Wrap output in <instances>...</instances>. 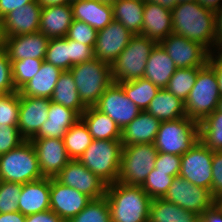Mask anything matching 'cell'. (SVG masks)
Instances as JSON below:
<instances>
[{
	"instance_id": "603a6c76",
	"label": "cell",
	"mask_w": 222,
	"mask_h": 222,
	"mask_svg": "<svg viewBox=\"0 0 222 222\" xmlns=\"http://www.w3.org/2000/svg\"><path fill=\"white\" fill-rule=\"evenodd\" d=\"M80 118L81 116L76 111L51 102L48 110V119L32 139L63 138L71 126Z\"/></svg>"
},
{
	"instance_id": "836d02e7",
	"label": "cell",
	"mask_w": 222,
	"mask_h": 222,
	"mask_svg": "<svg viewBox=\"0 0 222 222\" xmlns=\"http://www.w3.org/2000/svg\"><path fill=\"white\" fill-rule=\"evenodd\" d=\"M87 125L80 118L63 137L64 145L71 160H79L93 142Z\"/></svg>"
},
{
	"instance_id": "60d3db41",
	"label": "cell",
	"mask_w": 222,
	"mask_h": 222,
	"mask_svg": "<svg viewBox=\"0 0 222 222\" xmlns=\"http://www.w3.org/2000/svg\"><path fill=\"white\" fill-rule=\"evenodd\" d=\"M176 176L168 175V172L157 171L155 168L148 174L146 181L143 183V190L151 199L163 198L171 186Z\"/></svg>"
},
{
	"instance_id": "7bdbcfd3",
	"label": "cell",
	"mask_w": 222,
	"mask_h": 222,
	"mask_svg": "<svg viewBox=\"0 0 222 222\" xmlns=\"http://www.w3.org/2000/svg\"><path fill=\"white\" fill-rule=\"evenodd\" d=\"M22 185L21 183L0 180V213L18 211V202Z\"/></svg>"
},
{
	"instance_id": "b9f144b4",
	"label": "cell",
	"mask_w": 222,
	"mask_h": 222,
	"mask_svg": "<svg viewBox=\"0 0 222 222\" xmlns=\"http://www.w3.org/2000/svg\"><path fill=\"white\" fill-rule=\"evenodd\" d=\"M19 103V91L0 95V125L17 126Z\"/></svg>"
},
{
	"instance_id": "bcb514c9",
	"label": "cell",
	"mask_w": 222,
	"mask_h": 222,
	"mask_svg": "<svg viewBox=\"0 0 222 222\" xmlns=\"http://www.w3.org/2000/svg\"><path fill=\"white\" fill-rule=\"evenodd\" d=\"M24 141L17 126L0 125V155L6 154Z\"/></svg>"
},
{
	"instance_id": "7c38bea8",
	"label": "cell",
	"mask_w": 222,
	"mask_h": 222,
	"mask_svg": "<svg viewBox=\"0 0 222 222\" xmlns=\"http://www.w3.org/2000/svg\"><path fill=\"white\" fill-rule=\"evenodd\" d=\"M55 179L61 184L87 195L91 199H98L105 196L108 186L106 182L87 169L78 160H70L55 176Z\"/></svg>"
},
{
	"instance_id": "f5cc1de1",
	"label": "cell",
	"mask_w": 222,
	"mask_h": 222,
	"mask_svg": "<svg viewBox=\"0 0 222 222\" xmlns=\"http://www.w3.org/2000/svg\"><path fill=\"white\" fill-rule=\"evenodd\" d=\"M63 220L51 209L26 216V222H62Z\"/></svg>"
},
{
	"instance_id": "ab89813d",
	"label": "cell",
	"mask_w": 222,
	"mask_h": 222,
	"mask_svg": "<svg viewBox=\"0 0 222 222\" xmlns=\"http://www.w3.org/2000/svg\"><path fill=\"white\" fill-rule=\"evenodd\" d=\"M43 61L44 60L31 58L11 61L12 77L16 91H19L39 72Z\"/></svg>"
},
{
	"instance_id": "8992f818",
	"label": "cell",
	"mask_w": 222,
	"mask_h": 222,
	"mask_svg": "<svg viewBox=\"0 0 222 222\" xmlns=\"http://www.w3.org/2000/svg\"><path fill=\"white\" fill-rule=\"evenodd\" d=\"M122 148L121 140H93L78 161L104 182L112 184L118 180Z\"/></svg>"
},
{
	"instance_id": "d590c367",
	"label": "cell",
	"mask_w": 222,
	"mask_h": 222,
	"mask_svg": "<svg viewBox=\"0 0 222 222\" xmlns=\"http://www.w3.org/2000/svg\"><path fill=\"white\" fill-rule=\"evenodd\" d=\"M199 140L212 151H222V112L216 109L199 123Z\"/></svg>"
},
{
	"instance_id": "ba28073f",
	"label": "cell",
	"mask_w": 222,
	"mask_h": 222,
	"mask_svg": "<svg viewBox=\"0 0 222 222\" xmlns=\"http://www.w3.org/2000/svg\"><path fill=\"white\" fill-rule=\"evenodd\" d=\"M155 45L154 40L142 35H134L111 65L113 81L129 82L143 78L146 62Z\"/></svg>"
},
{
	"instance_id": "4dcf8cb0",
	"label": "cell",
	"mask_w": 222,
	"mask_h": 222,
	"mask_svg": "<svg viewBox=\"0 0 222 222\" xmlns=\"http://www.w3.org/2000/svg\"><path fill=\"white\" fill-rule=\"evenodd\" d=\"M145 0H117L113 5V20L119 21L134 35H141Z\"/></svg>"
},
{
	"instance_id": "ee69618b",
	"label": "cell",
	"mask_w": 222,
	"mask_h": 222,
	"mask_svg": "<svg viewBox=\"0 0 222 222\" xmlns=\"http://www.w3.org/2000/svg\"><path fill=\"white\" fill-rule=\"evenodd\" d=\"M66 37L78 43L89 45L94 49L97 31L87 23L73 19Z\"/></svg>"
},
{
	"instance_id": "7402d4cb",
	"label": "cell",
	"mask_w": 222,
	"mask_h": 222,
	"mask_svg": "<svg viewBox=\"0 0 222 222\" xmlns=\"http://www.w3.org/2000/svg\"><path fill=\"white\" fill-rule=\"evenodd\" d=\"M172 33L171 10L145 1L141 35L160 43Z\"/></svg>"
},
{
	"instance_id": "6125c7cd",
	"label": "cell",
	"mask_w": 222,
	"mask_h": 222,
	"mask_svg": "<svg viewBox=\"0 0 222 222\" xmlns=\"http://www.w3.org/2000/svg\"><path fill=\"white\" fill-rule=\"evenodd\" d=\"M98 1H100L103 4L112 6L117 0H98Z\"/></svg>"
},
{
	"instance_id": "1f68e13d",
	"label": "cell",
	"mask_w": 222,
	"mask_h": 222,
	"mask_svg": "<svg viewBox=\"0 0 222 222\" xmlns=\"http://www.w3.org/2000/svg\"><path fill=\"white\" fill-rule=\"evenodd\" d=\"M148 222H200V215L163 198H155L150 204Z\"/></svg>"
},
{
	"instance_id": "30bf717a",
	"label": "cell",
	"mask_w": 222,
	"mask_h": 222,
	"mask_svg": "<svg viewBox=\"0 0 222 222\" xmlns=\"http://www.w3.org/2000/svg\"><path fill=\"white\" fill-rule=\"evenodd\" d=\"M213 151L200 140L181 155L179 176L211 192Z\"/></svg>"
},
{
	"instance_id": "8d00e7d4",
	"label": "cell",
	"mask_w": 222,
	"mask_h": 222,
	"mask_svg": "<svg viewBox=\"0 0 222 222\" xmlns=\"http://www.w3.org/2000/svg\"><path fill=\"white\" fill-rule=\"evenodd\" d=\"M199 69L177 68L165 89L185 102L196 82Z\"/></svg>"
},
{
	"instance_id": "680465c9",
	"label": "cell",
	"mask_w": 222,
	"mask_h": 222,
	"mask_svg": "<svg viewBox=\"0 0 222 222\" xmlns=\"http://www.w3.org/2000/svg\"><path fill=\"white\" fill-rule=\"evenodd\" d=\"M41 7L71 4L70 0H37Z\"/></svg>"
},
{
	"instance_id": "484cf974",
	"label": "cell",
	"mask_w": 222,
	"mask_h": 222,
	"mask_svg": "<svg viewBox=\"0 0 222 222\" xmlns=\"http://www.w3.org/2000/svg\"><path fill=\"white\" fill-rule=\"evenodd\" d=\"M73 19L85 22L96 31L113 21V8L98 0H80L71 3Z\"/></svg>"
},
{
	"instance_id": "3957f363",
	"label": "cell",
	"mask_w": 222,
	"mask_h": 222,
	"mask_svg": "<svg viewBox=\"0 0 222 222\" xmlns=\"http://www.w3.org/2000/svg\"><path fill=\"white\" fill-rule=\"evenodd\" d=\"M70 72L80 100L86 107L95 106L100 96L114 82L111 65L97 58L73 65Z\"/></svg>"
},
{
	"instance_id": "9a60e30c",
	"label": "cell",
	"mask_w": 222,
	"mask_h": 222,
	"mask_svg": "<svg viewBox=\"0 0 222 222\" xmlns=\"http://www.w3.org/2000/svg\"><path fill=\"white\" fill-rule=\"evenodd\" d=\"M133 36L134 34L119 21L113 20L105 28L97 31L94 58L112 65Z\"/></svg>"
},
{
	"instance_id": "6f0895ef",
	"label": "cell",
	"mask_w": 222,
	"mask_h": 222,
	"mask_svg": "<svg viewBox=\"0 0 222 222\" xmlns=\"http://www.w3.org/2000/svg\"><path fill=\"white\" fill-rule=\"evenodd\" d=\"M203 7L215 12L222 5V0H196Z\"/></svg>"
},
{
	"instance_id": "f907efd6",
	"label": "cell",
	"mask_w": 222,
	"mask_h": 222,
	"mask_svg": "<svg viewBox=\"0 0 222 222\" xmlns=\"http://www.w3.org/2000/svg\"><path fill=\"white\" fill-rule=\"evenodd\" d=\"M208 63L215 69L218 79V89L222 94V52L215 50L210 53Z\"/></svg>"
},
{
	"instance_id": "2e32d148",
	"label": "cell",
	"mask_w": 222,
	"mask_h": 222,
	"mask_svg": "<svg viewBox=\"0 0 222 222\" xmlns=\"http://www.w3.org/2000/svg\"><path fill=\"white\" fill-rule=\"evenodd\" d=\"M30 141L36 150L43 177L55 178L71 160L67 154L63 138H40Z\"/></svg>"
},
{
	"instance_id": "e7e4bbea",
	"label": "cell",
	"mask_w": 222,
	"mask_h": 222,
	"mask_svg": "<svg viewBox=\"0 0 222 222\" xmlns=\"http://www.w3.org/2000/svg\"><path fill=\"white\" fill-rule=\"evenodd\" d=\"M178 1V3H181V2H194V1H196V0H177Z\"/></svg>"
},
{
	"instance_id": "9c48e42d",
	"label": "cell",
	"mask_w": 222,
	"mask_h": 222,
	"mask_svg": "<svg viewBox=\"0 0 222 222\" xmlns=\"http://www.w3.org/2000/svg\"><path fill=\"white\" fill-rule=\"evenodd\" d=\"M157 153L153 143L123 146L117 182L142 186L155 167Z\"/></svg>"
},
{
	"instance_id": "8fae6325",
	"label": "cell",
	"mask_w": 222,
	"mask_h": 222,
	"mask_svg": "<svg viewBox=\"0 0 222 222\" xmlns=\"http://www.w3.org/2000/svg\"><path fill=\"white\" fill-rule=\"evenodd\" d=\"M163 199L200 216L214 205L209 190L195 186L180 176L174 177Z\"/></svg>"
},
{
	"instance_id": "277c9868",
	"label": "cell",
	"mask_w": 222,
	"mask_h": 222,
	"mask_svg": "<svg viewBox=\"0 0 222 222\" xmlns=\"http://www.w3.org/2000/svg\"><path fill=\"white\" fill-rule=\"evenodd\" d=\"M220 96L215 69L207 63L198 70L196 82L184 102L186 116L200 123L218 108Z\"/></svg>"
},
{
	"instance_id": "be15d7a7",
	"label": "cell",
	"mask_w": 222,
	"mask_h": 222,
	"mask_svg": "<svg viewBox=\"0 0 222 222\" xmlns=\"http://www.w3.org/2000/svg\"><path fill=\"white\" fill-rule=\"evenodd\" d=\"M217 109L222 112V94L219 98V103H218V108Z\"/></svg>"
},
{
	"instance_id": "816d5d0a",
	"label": "cell",
	"mask_w": 222,
	"mask_h": 222,
	"mask_svg": "<svg viewBox=\"0 0 222 222\" xmlns=\"http://www.w3.org/2000/svg\"><path fill=\"white\" fill-rule=\"evenodd\" d=\"M35 0H0V20L8 13L22 6L34 2Z\"/></svg>"
},
{
	"instance_id": "03108f58",
	"label": "cell",
	"mask_w": 222,
	"mask_h": 222,
	"mask_svg": "<svg viewBox=\"0 0 222 222\" xmlns=\"http://www.w3.org/2000/svg\"><path fill=\"white\" fill-rule=\"evenodd\" d=\"M3 38H2V34H1V20H0V45L2 44Z\"/></svg>"
},
{
	"instance_id": "4fadbf2b",
	"label": "cell",
	"mask_w": 222,
	"mask_h": 222,
	"mask_svg": "<svg viewBox=\"0 0 222 222\" xmlns=\"http://www.w3.org/2000/svg\"><path fill=\"white\" fill-rule=\"evenodd\" d=\"M95 107L107 114L121 131L141 112L126 96L123 88L115 82L104 91Z\"/></svg>"
},
{
	"instance_id": "ac0fdd59",
	"label": "cell",
	"mask_w": 222,
	"mask_h": 222,
	"mask_svg": "<svg viewBox=\"0 0 222 222\" xmlns=\"http://www.w3.org/2000/svg\"><path fill=\"white\" fill-rule=\"evenodd\" d=\"M91 200L87 195L51 178L50 209L63 221L76 216Z\"/></svg>"
},
{
	"instance_id": "44dd1931",
	"label": "cell",
	"mask_w": 222,
	"mask_h": 222,
	"mask_svg": "<svg viewBox=\"0 0 222 222\" xmlns=\"http://www.w3.org/2000/svg\"><path fill=\"white\" fill-rule=\"evenodd\" d=\"M50 186L51 178L46 177L23 184L18 211L28 216L49 210Z\"/></svg>"
},
{
	"instance_id": "db71d44e",
	"label": "cell",
	"mask_w": 222,
	"mask_h": 222,
	"mask_svg": "<svg viewBox=\"0 0 222 222\" xmlns=\"http://www.w3.org/2000/svg\"><path fill=\"white\" fill-rule=\"evenodd\" d=\"M215 13L214 51L222 47V5Z\"/></svg>"
},
{
	"instance_id": "c3c4849f",
	"label": "cell",
	"mask_w": 222,
	"mask_h": 222,
	"mask_svg": "<svg viewBox=\"0 0 222 222\" xmlns=\"http://www.w3.org/2000/svg\"><path fill=\"white\" fill-rule=\"evenodd\" d=\"M67 42L70 45V68L73 65L88 62L94 58V49L91 46L68 38Z\"/></svg>"
},
{
	"instance_id": "6da1fadb",
	"label": "cell",
	"mask_w": 222,
	"mask_h": 222,
	"mask_svg": "<svg viewBox=\"0 0 222 222\" xmlns=\"http://www.w3.org/2000/svg\"><path fill=\"white\" fill-rule=\"evenodd\" d=\"M173 34L203 45L214 51L215 13L197 1L178 3L172 10Z\"/></svg>"
},
{
	"instance_id": "cb8c5ba5",
	"label": "cell",
	"mask_w": 222,
	"mask_h": 222,
	"mask_svg": "<svg viewBox=\"0 0 222 222\" xmlns=\"http://www.w3.org/2000/svg\"><path fill=\"white\" fill-rule=\"evenodd\" d=\"M72 21L71 4L42 7L39 32L49 39L66 37Z\"/></svg>"
},
{
	"instance_id": "52a82bcc",
	"label": "cell",
	"mask_w": 222,
	"mask_h": 222,
	"mask_svg": "<svg viewBox=\"0 0 222 222\" xmlns=\"http://www.w3.org/2000/svg\"><path fill=\"white\" fill-rule=\"evenodd\" d=\"M199 141V123L182 117L160 123L154 146L158 152L183 155Z\"/></svg>"
},
{
	"instance_id": "5b68a950",
	"label": "cell",
	"mask_w": 222,
	"mask_h": 222,
	"mask_svg": "<svg viewBox=\"0 0 222 222\" xmlns=\"http://www.w3.org/2000/svg\"><path fill=\"white\" fill-rule=\"evenodd\" d=\"M41 178L37 153L30 140L0 155V180L25 184Z\"/></svg>"
},
{
	"instance_id": "e575fe53",
	"label": "cell",
	"mask_w": 222,
	"mask_h": 222,
	"mask_svg": "<svg viewBox=\"0 0 222 222\" xmlns=\"http://www.w3.org/2000/svg\"><path fill=\"white\" fill-rule=\"evenodd\" d=\"M126 96L132 100L141 111H146L151 100L157 95L159 87L145 78L129 82H118Z\"/></svg>"
},
{
	"instance_id": "e0dca14e",
	"label": "cell",
	"mask_w": 222,
	"mask_h": 222,
	"mask_svg": "<svg viewBox=\"0 0 222 222\" xmlns=\"http://www.w3.org/2000/svg\"><path fill=\"white\" fill-rule=\"evenodd\" d=\"M49 98L27 97L20 94L17 127L25 140H31L48 119Z\"/></svg>"
},
{
	"instance_id": "9f6ffc18",
	"label": "cell",
	"mask_w": 222,
	"mask_h": 222,
	"mask_svg": "<svg viewBox=\"0 0 222 222\" xmlns=\"http://www.w3.org/2000/svg\"><path fill=\"white\" fill-rule=\"evenodd\" d=\"M0 222H26V216L19 211L0 213Z\"/></svg>"
},
{
	"instance_id": "91938a15",
	"label": "cell",
	"mask_w": 222,
	"mask_h": 222,
	"mask_svg": "<svg viewBox=\"0 0 222 222\" xmlns=\"http://www.w3.org/2000/svg\"><path fill=\"white\" fill-rule=\"evenodd\" d=\"M145 1L157 3L161 5L162 7L167 8L169 10H172L178 4L177 0H145Z\"/></svg>"
},
{
	"instance_id": "11a10c76",
	"label": "cell",
	"mask_w": 222,
	"mask_h": 222,
	"mask_svg": "<svg viewBox=\"0 0 222 222\" xmlns=\"http://www.w3.org/2000/svg\"><path fill=\"white\" fill-rule=\"evenodd\" d=\"M200 222H222V212L213 205L200 216Z\"/></svg>"
},
{
	"instance_id": "4316f807",
	"label": "cell",
	"mask_w": 222,
	"mask_h": 222,
	"mask_svg": "<svg viewBox=\"0 0 222 222\" xmlns=\"http://www.w3.org/2000/svg\"><path fill=\"white\" fill-rule=\"evenodd\" d=\"M144 77L157 87L166 88L177 67L160 43H156L146 62Z\"/></svg>"
},
{
	"instance_id": "f6af8a7d",
	"label": "cell",
	"mask_w": 222,
	"mask_h": 222,
	"mask_svg": "<svg viewBox=\"0 0 222 222\" xmlns=\"http://www.w3.org/2000/svg\"><path fill=\"white\" fill-rule=\"evenodd\" d=\"M16 92L12 77V65L6 48L0 45V94Z\"/></svg>"
},
{
	"instance_id": "681fc988",
	"label": "cell",
	"mask_w": 222,
	"mask_h": 222,
	"mask_svg": "<svg viewBox=\"0 0 222 222\" xmlns=\"http://www.w3.org/2000/svg\"><path fill=\"white\" fill-rule=\"evenodd\" d=\"M211 195L214 199L222 195V151H213Z\"/></svg>"
},
{
	"instance_id": "74e56055",
	"label": "cell",
	"mask_w": 222,
	"mask_h": 222,
	"mask_svg": "<svg viewBox=\"0 0 222 222\" xmlns=\"http://www.w3.org/2000/svg\"><path fill=\"white\" fill-rule=\"evenodd\" d=\"M44 60L63 71L70 70V45L67 37L50 38Z\"/></svg>"
},
{
	"instance_id": "7a4b0ae2",
	"label": "cell",
	"mask_w": 222,
	"mask_h": 222,
	"mask_svg": "<svg viewBox=\"0 0 222 222\" xmlns=\"http://www.w3.org/2000/svg\"><path fill=\"white\" fill-rule=\"evenodd\" d=\"M112 222H148L152 199L142 186L108 184L105 195Z\"/></svg>"
},
{
	"instance_id": "d6986e66",
	"label": "cell",
	"mask_w": 222,
	"mask_h": 222,
	"mask_svg": "<svg viewBox=\"0 0 222 222\" xmlns=\"http://www.w3.org/2000/svg\"><path fill=\"white\" fill-rule=\"evenodd\" d=\"M41 10L35 0L8 13L1 20L2 38L39 32Z\"/></svg>"
},
{
	"instance_id": "ffe728a7",
	"label": "cell",
	"mask_w": 222,
	"mask_h": 222,
	"mask_svg": "<svg viewBox=\"0 0 222 222\" xmlns=\"http://www.w3.org/2000/svg\"><path fill=\"white\" fill-rule=\"evenodd\" d=\"M49 38L41 32L5 37L2 45L6 48L10 61L22 59H45Z\"/></svg>"
},
{
	"instance_id": "94428289",
	"label": "cell",
	"mask_w": 222,
	"mask_h": 222,
	"mask_svg": "<svg viewBox=\"0 0 222 222\" xmlns=\"http://www.w3.org/2000/svg\"><path fill=\"white\" fill-rule=\"evenodd\" d=\"M214 205L222 212V195L214 199Z\"/></svg>"
},
{
	"instance_id": "d6a6232c",
	"label": "cell",
	"mask_w": 222,
	"mask_h": 222,
	"mask_svg": "<svg viewBox=\"0 0 222 222\" xmlns=\"http://www.w3.org/2000/svg\"><path fill=\"white\" fill-rule=\"evenodd\" d=\"M50 100L51 102L63 105L65 108L76 111L80 116L87 109L80 100L70 70L61 73Z\"/></svg>"
},
{
	"instance_id": "83f0119b",
	"label": "cell",
	"mask_w": 222,
	"mask_h": 222,
	"mask_svg": "<svg viewBox=\"0 0 222 222\" xmlns=\"http://www.w3.org/2000/svg\"><path fill=\"white\" fill-rule=\"evenodd\" d=\"M62 72L63 70L44 60L39 72L19 90V93L27 97L50 99Z\"/></svg>"
},
{
	"instance_id": "7dc6e473",
	"label": "cell",
	"mask_w": 222,
	"mask_h": 222,
	"mask_svg": "<svg viewBox=\"0 0 222 222\" xmlns=\"http://www.w3.org/2000/svg\"><path fill=\"white\" fill-rule=\"evenodd\" d=\"M181 167V156L158 152L155 159V169L157 171L168 172L170 176H179Z\"/></svg>"
},
{
	"instance_id": "d4e9b609",
	"label": "cell",
	"mask_w": 222,
	"mask_h": 222,
	"mask_svg": "<svg viewBox=\"0 0 222 222\" xmlns=\"http://www.w3.org/2000/svg\"><path fill=\"white\" fill-rule=\"evenodd\" d=\"M161 121L141 111L122 131V146L154 143Z\"/></svg>"
},
{
	"instance_id": "f1b7e54d",
	"label": "cell",
	"mask_w": 222,
	"mask_h": 222,
	"mask_svg": "<svg viewBox=\"0 0 222 222\" xmlns=\"http://www.w3.org/2000/svg\"><path fill=\"white\" fill-rule=\"evenodd\" d=\"M94 140H121V130L117 124L95 106L87 107L81 114Z\"/></svg>"
},
{
	"instance_id": "f546056e",
	"label": "cell",
	"mask_w": 222,
	"mask_h": 222,
	"mask_svg": "<svg viewBox=\"0 0 222 222\" xmlns=\"http://www.w3.org/2000/svg\"><path fill=\"white\" fill-rule=\"evenodd\" d=\"M146 112L161 122L186 117L184 101L165 88L159 89L157 95L147 107Z\"/></svg>"
},
{
	"instance_id": "003e7915",
	"label": "cell",
	"mask_w": 222,
	"mask_h": 222,
	"mask_svg": "<svg viewBox=\"0 0 222 222\" xmlns=\"http://www.w3.org/2000/svg\"><path fill=\"white\" fill-rule=\"evenodd\" d=\"M75 1H80V0H70L71 3L75 2Z\"/></svg>"
},
{
	"instance_id": "f35d334b",
	"label": "cell",
	"mask_w": 222,
	"mask_h": 222,
	"mask_svg": "<svg viewBox=\"0 0 222 222\" xmlns=\"http://www.w3.org/2000/svg\"><path fill=\"white\" fill-rule=\"evenodd\" d=\"M68 222H112L106 197L92 199L82 211Z\"/></svg>"
},
{
	"instance_id": "5bb4252c",
	"label": "cell",
	"mask_w": 222,
	"mask_h": 222,
	"mask_svg": "<svg viewBox=\"0 0 222 222\" xmlns=\"http://www.w3.org/2000/svg\"><path fill=\"white\" fill-rule=\"evenodd\" d=\"M177 68H201L209 61L210 52L201 44L176 34L160 42Z\"/></svg>"
}]
</instances>
